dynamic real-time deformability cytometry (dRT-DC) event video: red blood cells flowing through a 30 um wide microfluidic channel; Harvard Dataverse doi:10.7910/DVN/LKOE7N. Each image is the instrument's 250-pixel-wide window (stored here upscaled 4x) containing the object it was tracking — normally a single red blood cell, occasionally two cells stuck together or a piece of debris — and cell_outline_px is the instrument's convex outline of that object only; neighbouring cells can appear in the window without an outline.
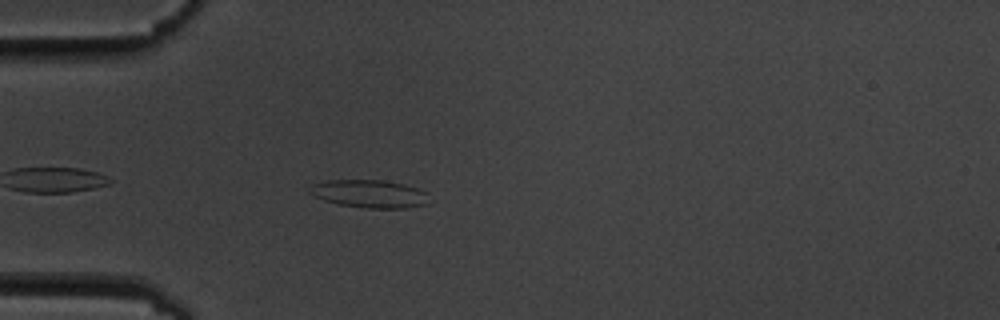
{"species": "common noctule bat (a hibernating species)", "species_latin": "Nyctalus noctula", "temperature_condition": "cold", "stored_images_in_passage": 4, "camera_frame_rate_fps": 3000, "um_per_image_px": 0.085, "animal": {"sex": "male", "body_mass_g": 19.5, "forearm_length_mm": 54.6}, "frame": {"image": 1, "passage_image": 4, "time_ms": 3.667, "image_size_px": [1000, 320], "cell_outline_px": [[424, 204], [404, 208], [368, 208], [340, 204], [324, 200], [312, 196], [308, 192], [308, 188], [312, 184], [328, 180], [384, 180], [404, 184], [416, 188], [424, 192]], "centroid_in_image_um": [31.28, 16.46], "position_along_channel_um": 53.7, "area_um2": 19.02}}